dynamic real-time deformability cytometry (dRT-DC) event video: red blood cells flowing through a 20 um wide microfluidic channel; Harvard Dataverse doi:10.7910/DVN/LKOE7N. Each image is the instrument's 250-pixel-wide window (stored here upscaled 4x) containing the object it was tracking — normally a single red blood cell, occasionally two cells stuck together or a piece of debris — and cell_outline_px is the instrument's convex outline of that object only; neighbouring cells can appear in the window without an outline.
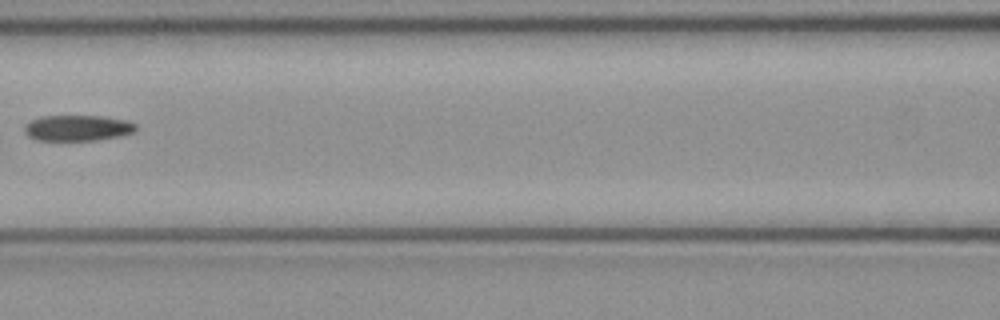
{"species": "common noctule bat (a hibernating species)", "species_latin": "Nyctalus noctula", "temperature_condition": "cold", "stored_images_in_passage": 6, "camera_frame_rate_fps": 3000, "um_per_image_px": 0.085, "animal": {"sex": "female", "body_mass_g": 21.9}, "frame": {"image": 1, "passage_image": 6, "time_ms": 1.667, "image_size_px": [1000, 320], "cell_outline_px": [[136, 128], [132, 132], [120, 136], [96, 140], [36, 140], [28, 136], [24, 132], [24, 128], [32, 120], [40, 116], [100, 116], [124, 120], [136, 124]], "centroid_in_image_um": [6.57, 10.88], "position_along_channel_um": 160.0, "area_um2": 16.53}}